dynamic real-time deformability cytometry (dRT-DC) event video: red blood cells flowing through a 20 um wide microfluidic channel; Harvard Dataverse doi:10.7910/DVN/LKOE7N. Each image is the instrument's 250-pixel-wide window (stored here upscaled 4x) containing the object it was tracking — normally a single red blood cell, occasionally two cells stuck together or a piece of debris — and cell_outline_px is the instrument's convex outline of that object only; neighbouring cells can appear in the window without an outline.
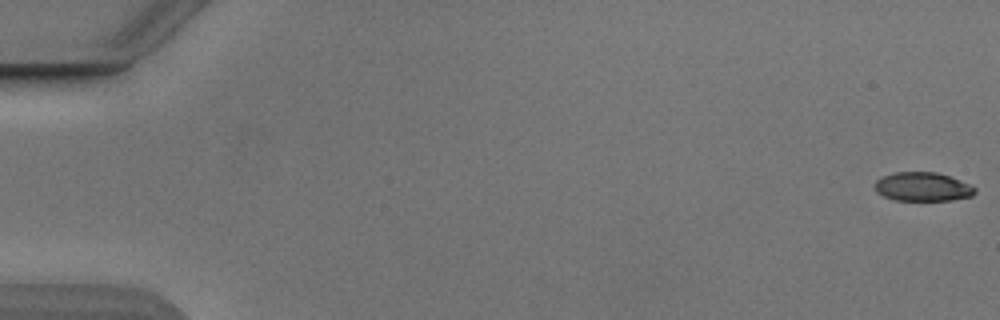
{"species": "Egyptian fruit bat (a non-hibernating species)", "species_latin": "Rousettus aegyptiacus", "temperature_condition": "cold", "stored_images_in_passage": 54, "camera_frame_rate_fps": 3000, "um_per_image_px": 0.085, "animal": {"sex": "male"}, "frame": {"image": 1, "passage_image": 1, "time_ms": 0.0, "image_size_px": [1000, 320], "cell_outline_px": [[976, 192], [972, 196], [952, 200], [896, 200], [884, 196], [876, 192], [876, 180], [880, 176], [892, 172], [936, 172], [948, 176], [968, 184], [976, 188]], "centroid_in_image_um": [78.4, 15.87], "position_along_channel_um": 6.6, "area_um2": 16.76}}
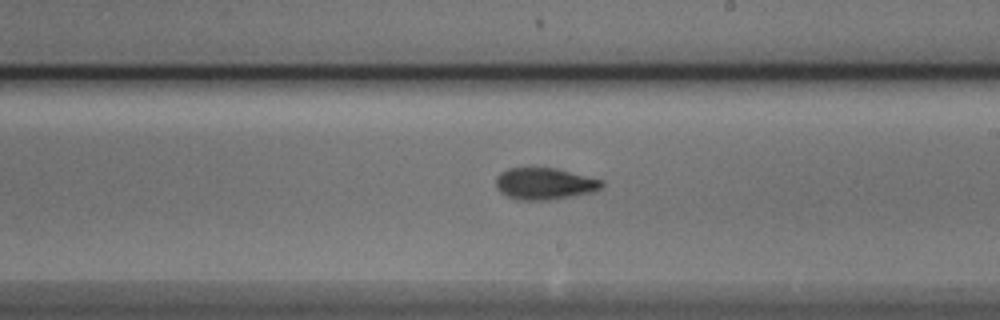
{"frame": {"image": 2, "passage_image": 32, "time_ms": 10.333, "image_size_px": [1000, 320], "cell_outline_px": [[604, 184], [600, 188], [592, 192], [572, 196], [548, 200], [516, 200], [500, 192], [496, 188], [496, 176], [500, 172], [508, 168], [556, 168], [604, 180]], "centroid_in_image_um": [46.27, 15.61], "position_along_channel_um": 242.7, "area_um2": 19.65}}
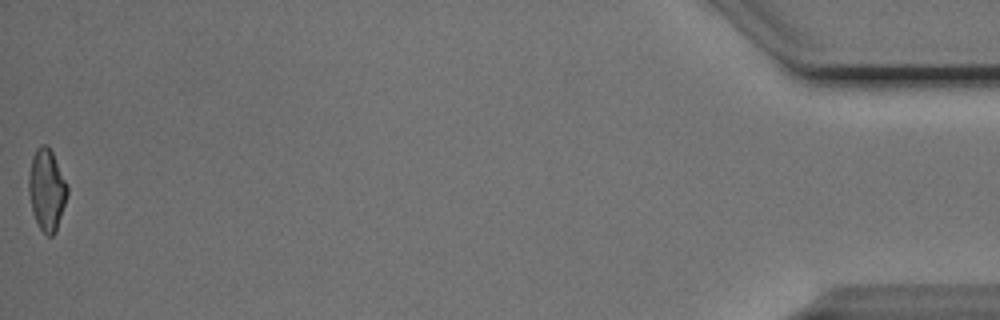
{"frame": {"image": 3, "passage_image": 54, "time_ms": 17.667, "image_size_px": [1000, 320], "cell_outline_px": [[68, 192], [56, 232], [52, 236], [48, 236], [40, 228], [32, 212], [28, 192], [28, 176], [32, 156], [36, 148], [40, 144], [48, 144], [68, 184]], "centroid_in_image_um": [3.96, 16.1], "position_along_channel_um": 431.2, "area_um2": 18.5}, "authors_computed_cell_mechanics": {"area_um2": 18.6116, "velocity_mm_per_s": 3.8791, "shape_relaxation_time_tau1_ms": 3.2665, "shape_relaxation_time_tau2_ms": 2.6288, "deformation_change_tau1": 0.1525, "deformation_change_tau2": 0.0975}}